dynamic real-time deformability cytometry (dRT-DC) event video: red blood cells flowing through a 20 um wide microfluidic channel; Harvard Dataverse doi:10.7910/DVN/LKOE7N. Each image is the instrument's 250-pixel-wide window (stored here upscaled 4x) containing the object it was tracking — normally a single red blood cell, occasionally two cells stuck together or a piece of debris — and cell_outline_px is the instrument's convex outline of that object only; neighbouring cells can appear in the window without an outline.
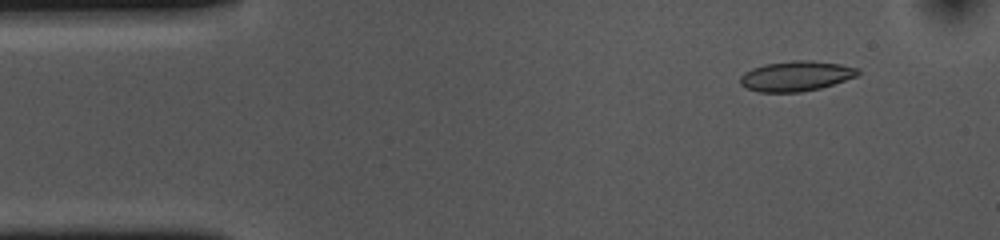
{"species": "common noctule bat (a hibernating species)", "species_latin": "Nyctalus noctula", "temperature_condition": "cold", "stored_images_in_passage": 50, "camera_frame_rate_fps": 3000, "um_per_image_px": 0.085, "animal": {"sex": "female", "body_mass_g": 10.0, "forearm_length_mm": 53.1}, "frame": {"image": 1, "passage_image": 2, "time_ms": 0.333, "image_size_px": [1000, 240], "cell_outline_px": [[860, 72], [856, 76], [820, 88], [800, 92], [760, 92], [748, 88], [740, 84], [740, 76], [744, 72], [752, 68], [764, 64], [792, 60], [812, 60], [840, 64], [860, 68]], "centroid_in_image_um": [67.65, 6.45], "position_along_channel_um": 17.3, "area_um2": 20.63}}
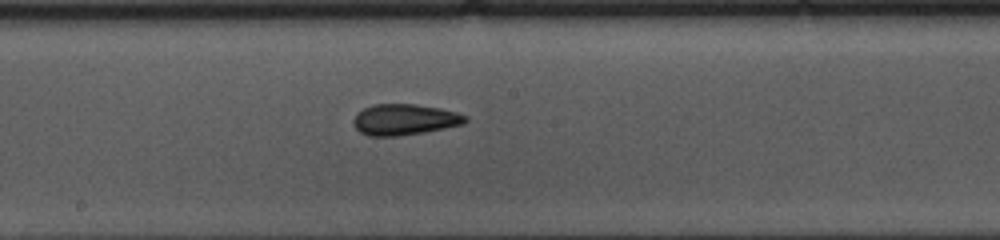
{"frame": {"image": 2, "passage_image": 24, "time_ms": 7.667, "image_size_px": [1000, 240], "cell_outline_px": [[468, 120], [464, 124], [424, 132], [396, 136], [368, 136], [360, 132], [356, 128], [352, 120], [364, 108], [372, 104], [416, 104], [440, 108], [456, 112], [468, 116]], "centroid_in_image_um": [34.4, 10.16], "position_along_channel_um": 213.8, "area_um2": 20.17}}
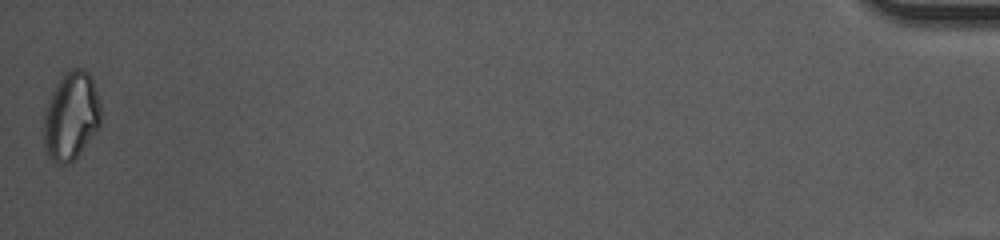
{"frame": {"image": 3, "passage_image": 50, "time_ms": 16.333, "image_size_px": [1000, 240], "cell_outline_px": [[100, 124], [80, 152], [64, 168], [56, 164], [44, 152], [44, 116], [48, 100], [60, 76], [64, 72], [72, 68], [80, 68], [88, 72], [92, 80], [100, 100]], "centroid_in_image_um": [6.01, 9.88], "position_along_channel_um": 429.2, "area_um2": 29.42}, "authors_computed_cell_mechanics": {"area_um2": 20.4323, "velocity_mm_per_s": 3.658, "shape_relaxation_time_tau1_ms": null, "shape_relaxation_time_tau2_ms": 4.4108, "deformation_change_tau1": null, "deformation_change_tau2": 0.0803}}